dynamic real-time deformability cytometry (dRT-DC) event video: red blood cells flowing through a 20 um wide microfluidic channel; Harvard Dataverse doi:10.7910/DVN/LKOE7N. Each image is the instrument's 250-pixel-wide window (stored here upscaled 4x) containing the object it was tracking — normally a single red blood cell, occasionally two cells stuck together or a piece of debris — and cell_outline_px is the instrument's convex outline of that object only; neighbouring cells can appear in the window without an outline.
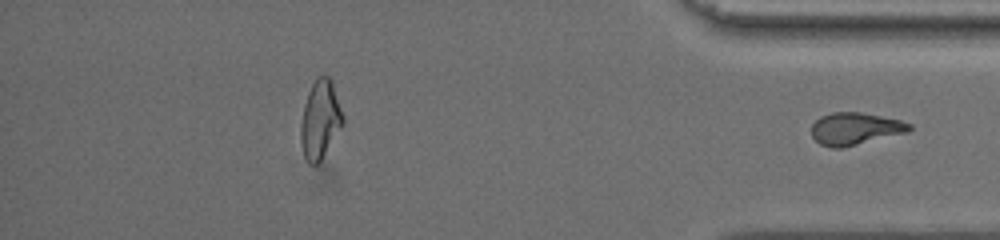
{"species": "common noctule bat (a hibernating species)", "species_latin": "Nyctalus noctula", "temperature_condition": "warm", "stored_images_in_passage": 56, "segment_of_instrument_passage": [2, 2], "camera_frame_rate_fps": 3000, "um_per_image_px": 0.085, "animal": {"sex": "female", "body_mass_g": 19.5, "forearm_length_mm": 54.1}, "frame": {"image": 1, "passage_image": 56, "time_ms": 19.667, "image_size_px": [1000, 240], "cell_outline_px": [[912, 128], [908, 132], [840, 148], [832, 148], [820, 144], [812, 136], [812, 124], [820, 116], [832, 112], [860, 112], [900, 120], [912, 124]], "centroid_in_image_um": [72.68, 10.93], "position_along_channel_um": 362.5, "area_um2": 18.26}}